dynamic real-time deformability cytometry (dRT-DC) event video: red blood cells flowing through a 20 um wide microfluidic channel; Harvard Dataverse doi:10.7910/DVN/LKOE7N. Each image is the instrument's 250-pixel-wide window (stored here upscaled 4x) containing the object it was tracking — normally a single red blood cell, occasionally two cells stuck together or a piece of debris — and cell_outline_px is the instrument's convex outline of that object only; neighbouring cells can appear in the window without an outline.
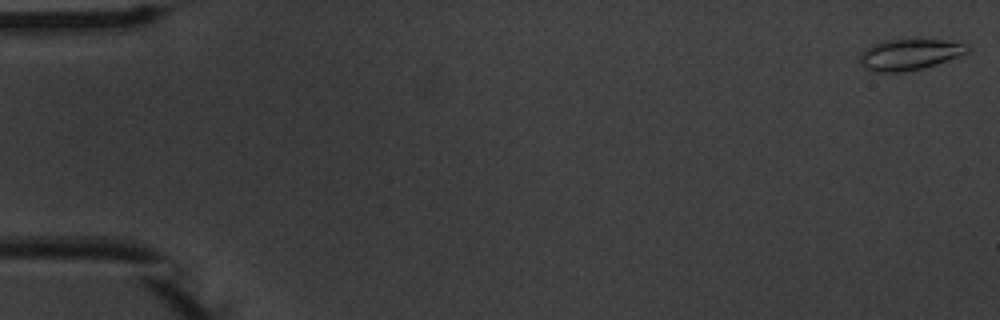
{"species": "common noctule bat (a hibernating species)", "species_latin": "Nyctalus noctula", "temperature_condition": "warm", "stored_images_in_passage": 8, "camera_frame_rate_fps": 3000, "um_per_image_px": 0.085, "animal": {"sex": "male", "body_mass_g": 20.1, "forearm_length_mm": 53.5}, "frame": {"image": 1, "passage_image": 1, "time_ms": 0.0, "image_size_px": [1000, 320], "cell_outline_px": [[972, 48], [968, 52], [936, 64], [924, 68], [900, 72], [868, 72], [860, 64], [860, 52], [864, 48], [880, 40], [944, 40], [968, 44]], "centroid_in_image_um": [77.25, 4.63], "position_along_channel_um": 7.8, "area_um2": 19.65}}
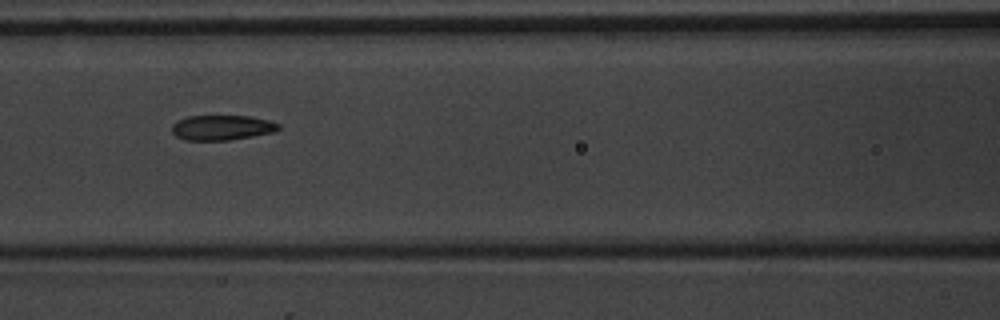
{"frame": {"image": 2, "passage_image": 7, "time_ms": 7.667, "image_size_px": [1000, 320], "cell_outline_px": [[280, 128], [272, 132], [252, 136], [228, 140], [184, 140], [176, 136], [172, 132], [172, 124], [176, 120], [188, 116], [248, 116], [268, 120], [280, 124]], "centroid_in_image_um": [18.82, 10.84], "position_along_channel_um": 147.8, "area_um2": 15.49}}
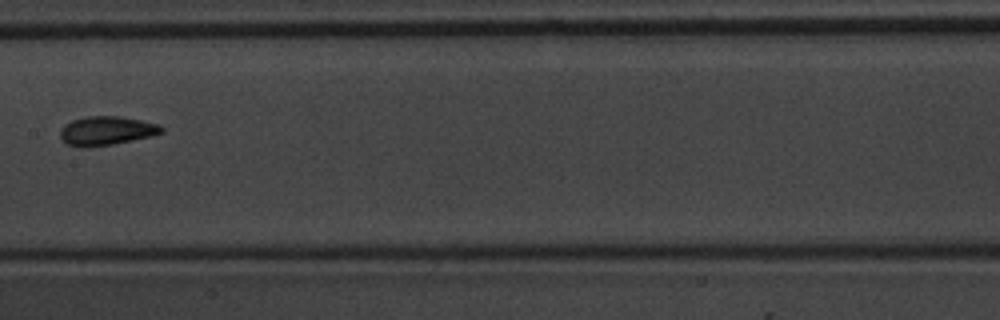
{"frame": {"image": 3, "passage_image": 8, "time_ms": 9.0, "image_size_px": [1000, 320], "cell_outline_px": [[164, 132], [152, 136], [112, 144], [88, 148], [80, 148], [68, 144], [60, 136], [60, 128], [64, 124], [72, 120], [88, 116], [120, 116], [160, 124], [164, 128]], "centroid_in_image_um": [9.05, 11.12], "position_along_channel_um": 198.3, "area_um2": 17.22}}